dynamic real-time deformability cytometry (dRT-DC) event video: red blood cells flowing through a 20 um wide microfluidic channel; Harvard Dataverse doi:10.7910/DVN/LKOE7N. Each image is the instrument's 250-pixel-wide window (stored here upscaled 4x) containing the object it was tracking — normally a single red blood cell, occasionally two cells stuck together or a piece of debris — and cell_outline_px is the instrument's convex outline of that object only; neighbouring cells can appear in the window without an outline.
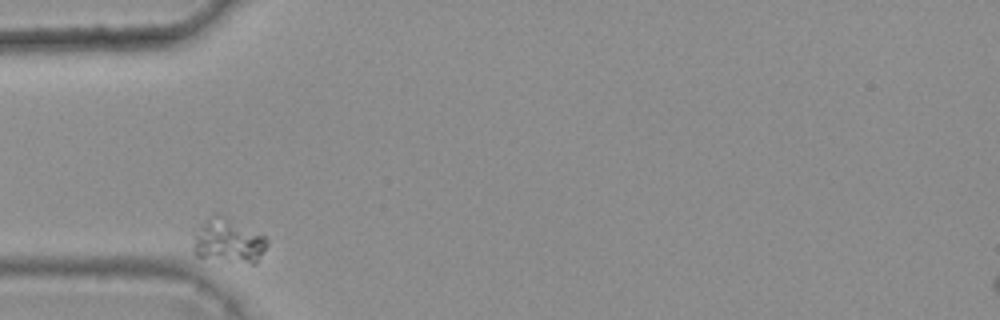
{"species": "common noctule bat (a hibernating species)", "species_latin": "Nyctalus noctula", "temperature_condition": "warm", "stored_images_in_passage": 2, "camera_frame_rate_fps": 3000, "um_per_image_px": 0.085, "animal": {"sex": "female", "body_mass_g": 25.1}, "frame": {"image": 1, "passage_image": 1, "time_ms": 0.0, "image_size_px": [1000, 320], "cell_outline_px": [[268, 244], [256, 264], [252, 264], [196, 256], [192, 252], [192, 248], [196, 236], [200, 228], [208, 216], [212, 212], [220, 212], [264, 236], [268, 240]], "centroid_in_image_um": [19.42, 20.45], "position_along_channel_um": 65.6, "area_um2": 19.13}}